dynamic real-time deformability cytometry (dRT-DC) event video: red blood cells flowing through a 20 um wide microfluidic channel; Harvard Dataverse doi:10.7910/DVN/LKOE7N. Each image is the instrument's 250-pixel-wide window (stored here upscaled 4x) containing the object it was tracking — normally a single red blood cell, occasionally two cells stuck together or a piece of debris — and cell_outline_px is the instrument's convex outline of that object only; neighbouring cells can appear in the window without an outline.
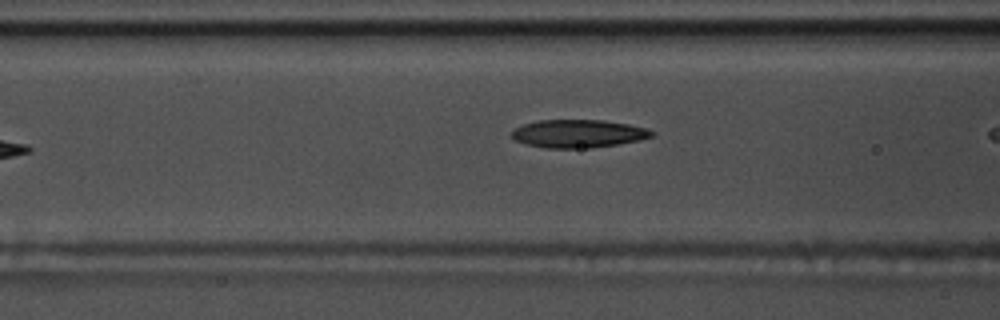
{"species": "common noctule bat (a hibernating species)", "species_latin": "Nyctalus noctula", "temperature_condition": "warm", "stored_images_in_passage": 9, "camera_frame_rate_fps": 3000, "um_per_image_px": 0.085, "animal": {"sex": "male", "body_mass_g": 17.5, "forearm_length_mm": 52.3}, "frame": {"image": 1, "passage_image": 8, "time_ms": 2.333, "image_size_px": [1000, 320], "cell_outline_px": [[656, 132], [652, 136], [640, 140], [592, 148], [544, 148], [528, 144], [516, 140], [512, 136], [512, 132], [516, 128], [524, 124], [536, 120], [604, 120], [628, 124], [648, 128]], "centroid_in_image_um": [49.19, 11.35], "position_along_channel_um": 117.4, "area_um2": 22.83}}